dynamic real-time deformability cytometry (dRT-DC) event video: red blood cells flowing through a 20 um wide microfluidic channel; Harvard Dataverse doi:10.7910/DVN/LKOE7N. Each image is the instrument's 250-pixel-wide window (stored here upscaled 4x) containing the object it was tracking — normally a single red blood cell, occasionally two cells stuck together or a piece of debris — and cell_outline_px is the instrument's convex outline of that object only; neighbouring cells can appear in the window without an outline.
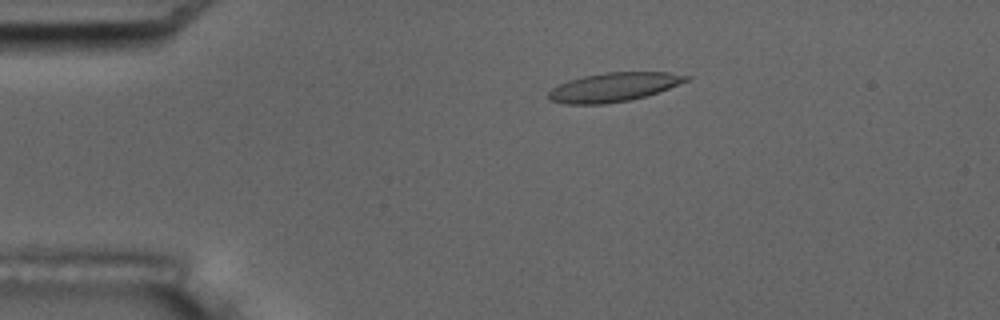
{"species": "common noctule bat (a hibernating species)", "species_latin": "Nyctalus noctula", "temperature_condition": "room temperature", "stored_images_in_passage": 3, "camera_frame_rate_fps": 3000, "um_per_image_px": 0.085, "animal": {"sex": "male", "body_mass_g": 17.5, "forearm_length_mm": 52.3}, "frame": {"image": 1, "passage_image": 1, "time_ms": 0.0, "image_size_px": [1000, 320], "cell_outline_px": [[692, 76], [688, 80], [668, 88], [644, 96], [628, 100], [604, 104], [564, 104], [548, 100], [548, 92], [552, 88], [568, 80], [584, 76], [604, 72], [668, 72]], "centroid_in_image_um": [52.12, 7.4], "position_along_channel_um": 32.9, "area_um2": 23.06}}